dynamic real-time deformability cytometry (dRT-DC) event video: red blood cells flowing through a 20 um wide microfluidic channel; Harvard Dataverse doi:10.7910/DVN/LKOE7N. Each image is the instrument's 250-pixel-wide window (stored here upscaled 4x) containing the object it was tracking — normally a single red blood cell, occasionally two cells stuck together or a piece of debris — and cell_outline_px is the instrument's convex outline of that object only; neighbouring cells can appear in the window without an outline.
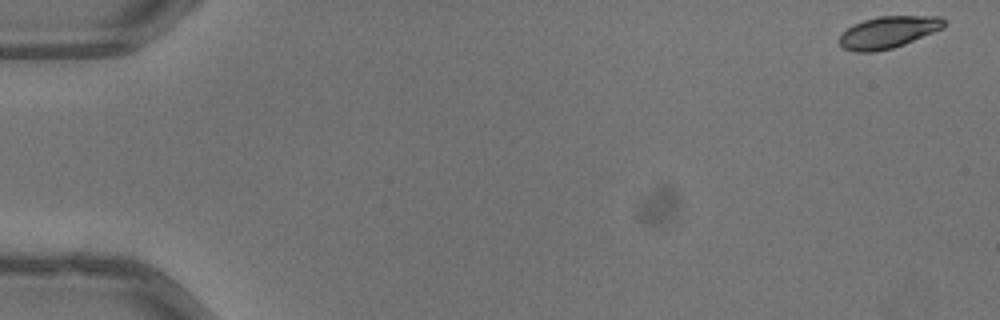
{"species": "common noctule bat (a hibernating species)", "species_latin": "Nyctalus noctula", "temperature_condition": "warm", "stored_images_in_passage": 52, "camera_frame_rate_fps": 3000, "um_per_image_px": 0.085, "animal": {"sex": "male", "body_mass_g": 13.3}, "frame": {"image": 1, "passage_image": 1, "time_ms": 0.0, "image_size_px": [1000, 320], "cell_outline_px": [[944, 28], [904, 44], [892, 48], [876, 52], [856, 52], [844, 48], [840, 44], [840, 36], [852, 24], [864, 20], [880, 16], [940, 16], [944, 20]], "centroid_in_image_um": [75.5, 2.74], "position_along_channel_um": 9.5, "area_um2": 19.31}}
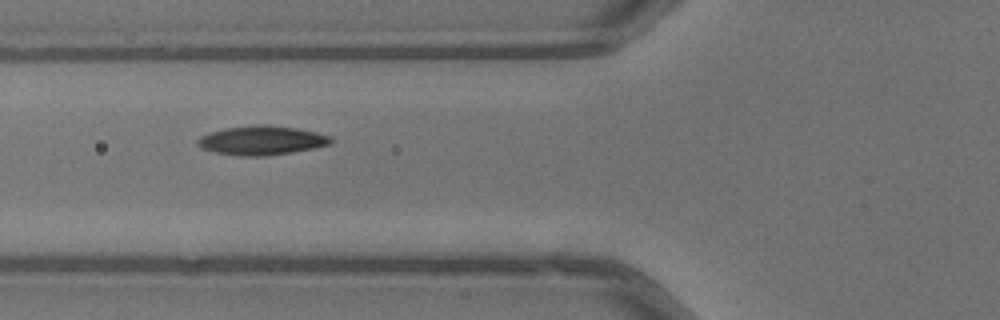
{"frame": {"image": 2, "passage_image": 20, "time_ms": 6.333, "image_size_px": [1000, 320], "cell_outline_px": [[332, 140], [328, 144], [312, 148], [292, 152], [264, 156], [244, 156], [216, 152], [204, 148], [196, 140], [200, 136], [224, 128], [256, 124], [264, 124], [296, 128], [316, 132], [332, 136]], "centroid_in_image_um": [22.26, 11.92], "position_along_channel_um": 103.5, "area_um2": 22.25}}
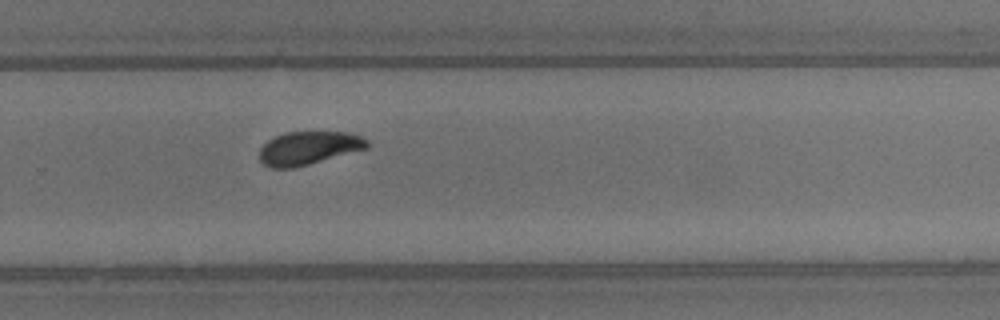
{"frame": {"image": 3, "passage_image": 35, "time_ms": 11.333, "image_size_px": [1000, 320], "cell_outline_px": [[368, 148], [308, 164], [292, 168], [272, 168], [264, 164], [260, 160], [260, 148], [268, 140], [284, 132], [348, 132], [360, 136], [368, 140]], "centroid_in_image_um": [26.22, 12.57], "position_along_channel_um": 303.6, "area_um2": 20.69}, "authors_computed_cell_mechanics": {"area_um2": 20.6057, "velocity_mm_per_s": 4.0112, "shape_relaxation_time_tau1_ms": 2.5372, "shape_relaxation_time_tau2_ms": 3.0881, "deformation_change_tau1": 0.1241, "deformation_change_tau2": 0.0813}}